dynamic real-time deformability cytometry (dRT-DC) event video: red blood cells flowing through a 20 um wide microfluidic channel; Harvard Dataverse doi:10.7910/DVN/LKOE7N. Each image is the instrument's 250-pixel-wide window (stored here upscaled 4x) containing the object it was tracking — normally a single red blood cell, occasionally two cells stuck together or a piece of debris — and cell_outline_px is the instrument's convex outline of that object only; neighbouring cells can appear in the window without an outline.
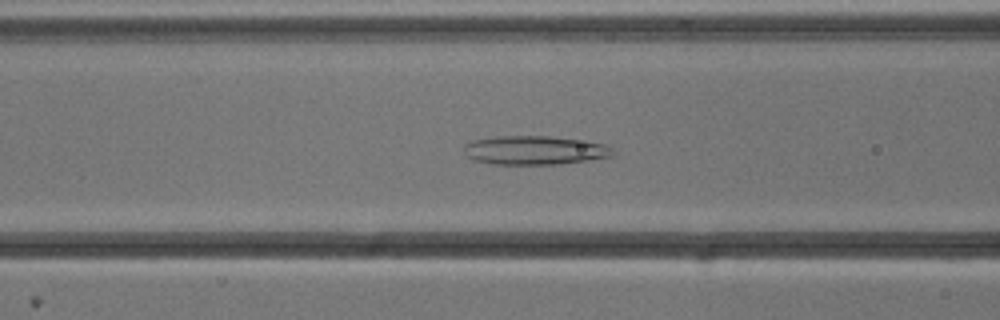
{"species": "common noctule bat (a hibernating species)", "species_latin": "Nyctalus noctula", "temperature_condition": "cold", "stored_images_in_passage": 49, "camera_frame_rate_fps": 3000, "um_per_image_px": 0.085, "animal": {"sex": "male", "body_mass_g": 13.3}, "frame": {"image": 1, "passage_image": 17, "time_ms": 5.333, "image_size_px": [1000, 320], "cell_outline_px": [[616, 152], [612, 156], [588, 160], [560, 164], [492, 164], [472, 160], [468, 156], [464, 148], [464, 144], [472, 140], [496, 136], [548, 136], [604, 144], [612, 148]], "centroid_in_image_um": [45.42, 12.77], "position_along_channel_um": 121.2, "area_um2": 24.91}}
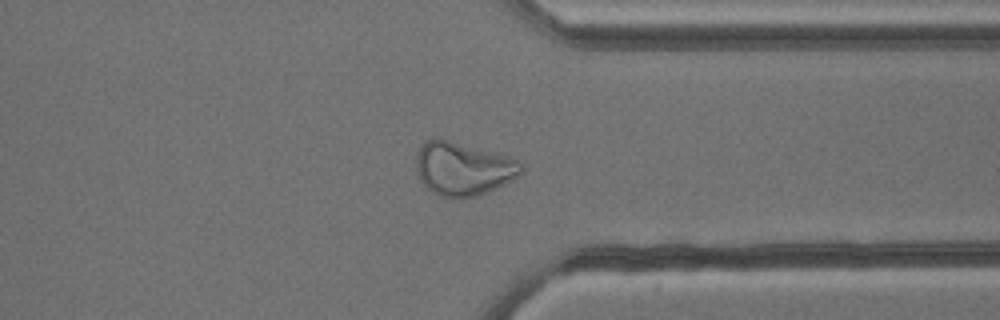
{"frame": {"image": 2, "passage_image": 37, "time_ms": 12.0, "image_size_px": [1000, 320], "cell_outline_px": [[524, 172], [476, 196], [440, 196], [432, 192], [420, 180], [416, 172], [416, 152], [424, 140], [436, 136], [508, 156], [516, 160], [524, 168]], "centroid_in_image_um": [39.28, 14.28], "position_along_channel_um": 372.1, "area_um2": 32.25}}
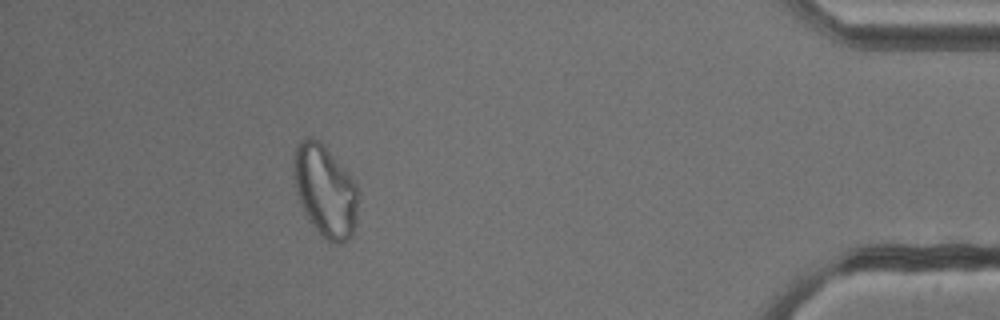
{"frame": {"image": 3, "passage_image": 44, "time_ms": 14.333, "image_size_px": [1000, 320], "cell_outline_px": [[356, 224], [352, 236], [348, 240], [340, 244], [332, 244], [320, 236], [308, 220], [304, 212], [292, 176], [296, 148], [300, 140], [308, 136], [312, 136], [320, 140], [348, 172], [356, 184]], "centroid_in_image_um": [27.62, 16.24], "position_along_channel_um": 407.6, "area_um2": 34.68}}